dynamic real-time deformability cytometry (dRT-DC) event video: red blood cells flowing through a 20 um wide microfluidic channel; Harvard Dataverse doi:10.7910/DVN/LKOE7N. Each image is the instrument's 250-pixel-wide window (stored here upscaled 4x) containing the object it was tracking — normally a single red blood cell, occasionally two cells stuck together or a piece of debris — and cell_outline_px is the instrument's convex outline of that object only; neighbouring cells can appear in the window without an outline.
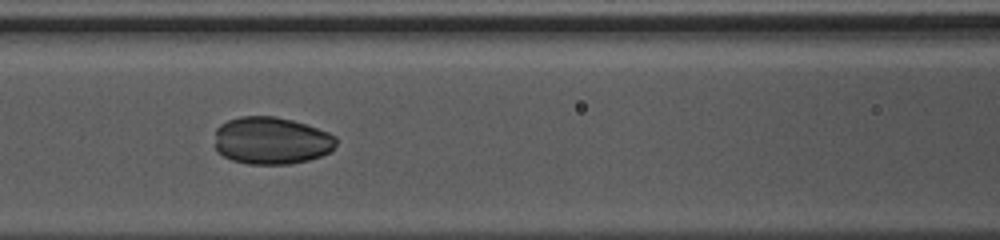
{"species": "common noctule bat (a hibernating species)", "species_latin": "Nyctalus noctula", "temperature_condition": "warm", "stored_images_in_passage": 31, "camera_frame_rate_fps": 3000, "um_per_image_px": 0.085, "animal": {"sex": "female", "body_mass_g": 10.0, "forearm_length_mm": 53.1}, "frame": {"image": 1, "passage_image": 8, "time_ms": 2.333, "image_size_px": [1000, 240], "cell_outline_px": [[336, 144], [332, 152], [308, 160], [288, 164], [248, 164], [232, 160], [216, 152], [216, 128], [220, 124], [228, 120], [240, 116], [276, 116], [292, 120], [328, 132], [336, 136]], "centroid_in_image_um": [23.07, 11.95], "position_along_channel_um": 143.5, "area_um2": 33.64}}
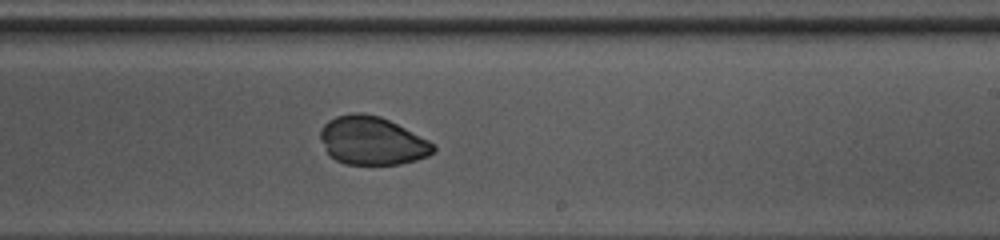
{"frame": {"image": 2, "passage_image": 16, "time_ms": 5.0, "image_size_px": [1000, 240], "cell_outline_px": [[436, 152], [428, 156], [416, 160], [400, 164], [344, 164], [336, 160], [328, 152], [320, 136], [320, 128], [328, 120], [336, 116], [352, 112], [364, 112], [380, 116], [428, 140], [436, 148]], "centroid_in_image_um": [31.63, 11.95], "position_along_channel_um": 257.4, "area_um2": 31.62}}
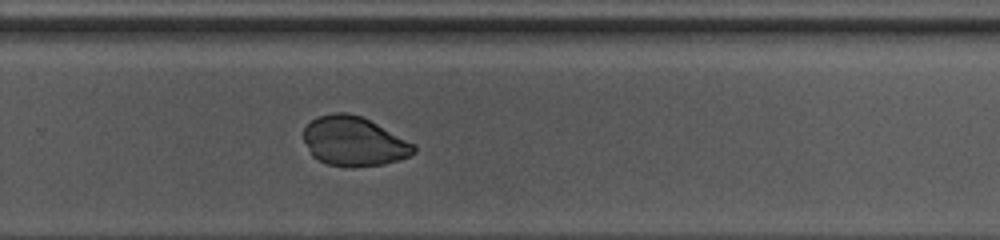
{"frame": {"image": 3, "passage_image": 19, "time_ms": 6.0, "image_size_px": [1000, 240], "cell_outline_px": [[416, 152], [400, 160], [384, 164], [352, 168], [344, 168], [328, 164], [312, 156], [304, 140], [304, 128], [316, 116], [332, 112], [348, 112], [360, 116], [416, 144]], "centroid_in_image_um": [30.08, 12.03], "position_along_channel_um": 299.7, "area_um2": 31.91}}